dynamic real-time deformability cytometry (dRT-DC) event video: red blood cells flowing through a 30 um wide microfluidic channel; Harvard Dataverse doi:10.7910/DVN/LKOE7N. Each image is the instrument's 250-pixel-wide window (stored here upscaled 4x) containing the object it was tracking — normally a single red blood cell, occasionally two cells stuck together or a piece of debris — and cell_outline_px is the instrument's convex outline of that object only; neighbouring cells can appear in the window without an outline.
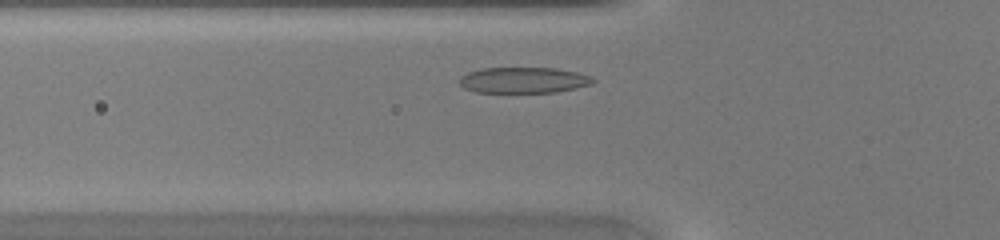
{"species": "common noctule bat (a hibernating species)", "species_latin": "Nyctalus noctula", "temperature_condition": "warm", "stored_images_in_passage": 26, "camera_frame_rate_fps": 3000, "um_per_image_px": 0.085, "animal": {"sex": "female", "body_mass_g": 20.0, "forearm_length_mm": 54.0}, "frame": {"image": 1, "passage_image": 4, "time_ms": 1.0, "image_size_px": [1000, 240], "cell_outline_px": [[596, 80], [592, 84], [576, 88], [556, 92], [476, 92], [464, 88], [460, 84], [460, 76], [468, 72], [484, 68], [556, 68], [576, 72], [592, 76]], "centroid_in_image_um": [44.52, 6.81], "position_along_channel_um": 81.3, "area_um2": 20.11}}
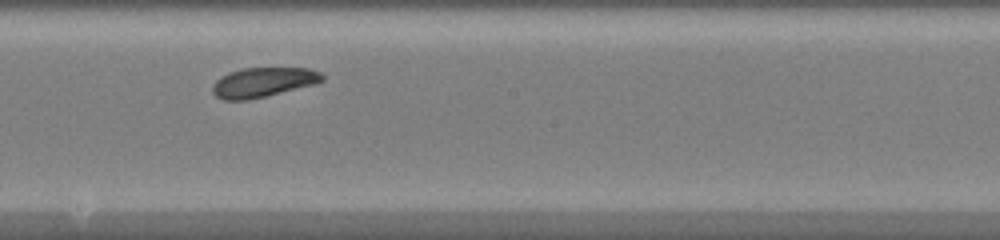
{"frame": {"image": 2, "passage_image": 14, "time_ms": 4.333, "image_size_px": [1000, 240], "cell_outline_px": [[324, 80], [316, 84], [248, 100], [224, 100], [216, 96], [212, 92], [212, 84], [220, 76], [228, 72], [244, 68], [308, 68], [320, 72], [324, 76]], "centroid_in_image_um": [22.35, 6.99], "position_along_channel_um": 225.9, "area_um2": 19.02}}
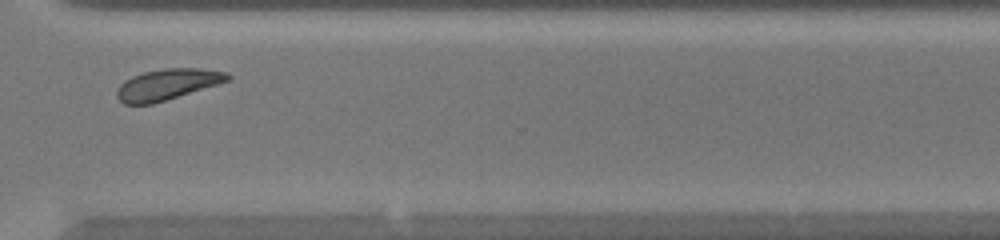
{"frame": {"image": 3, "passage_image": 23, "time_ms": 7.333, "image_size_px": [1000, 240], "cell_outline_px": [[232, 80], [152, 104], [124, 104], [116, 96], [116, 92], [120, 84], [124, 80], [132, 76], [144, 72], [164, 68], [196, 68], [228, 72], [232, 76]], "centroid_in_image_um": [14.24, 7.17], "position_along_channel_um": 356.4, "area_um2": 20.0}}